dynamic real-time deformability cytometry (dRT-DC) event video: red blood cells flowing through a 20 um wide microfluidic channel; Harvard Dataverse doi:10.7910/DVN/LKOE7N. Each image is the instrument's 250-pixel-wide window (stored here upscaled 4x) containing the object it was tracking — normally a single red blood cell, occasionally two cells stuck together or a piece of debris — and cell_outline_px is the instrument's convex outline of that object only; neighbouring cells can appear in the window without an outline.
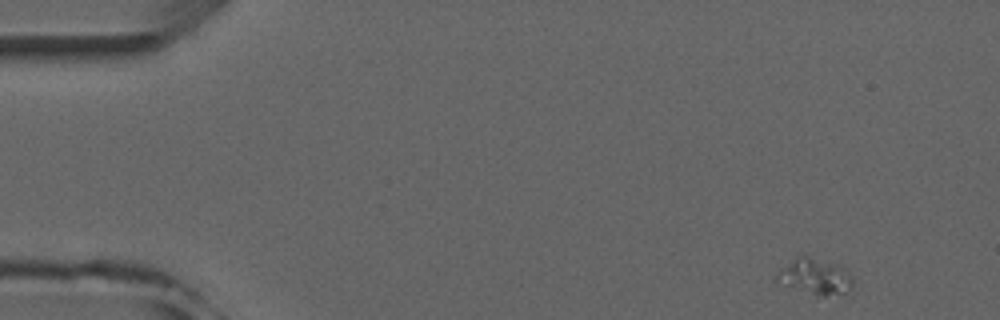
{"species": "common noctule bat (a hibernating species)", "species_latin": "Nyctalus noctula", "temperature_condition": "room temperature", "stored_images_in_passage": 4, "camera_frame_rate_fps": 3000, "um_per_image_px": 0.085, "animal": {"sex": "male", "forearm_length_mm": 52.5}, "frame": {"image": 1, "passage_image": 1, "time_ms": 0.0, "image_size_px": [1000, 320], "cell_outline_px": [[852, 288], [844, 292], [816, 300], [776, 280], [776, 272], [780, 268], [800, 252], [840, 264], [852, 276]], "centroid_in_image_um": [69.25, 23.5], "position_along_channel_um": 15.7, "area_um2": 17.11}}
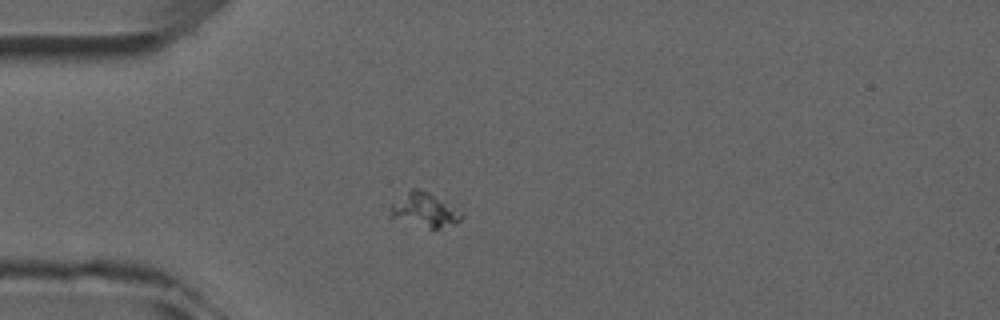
{"frame": {"image": 2, "passage_image": 4, "time_ms": 3.333, "image_size_px": [1000, 320], "cell_outline_px": [[460, 220], [452, 224], [440, 228], [432, 228], [388, 216], [392, 204], [412, 188], [420, 188], [428, 192], [460, 212]], "centroid_in_image_um": [36.03, 17.83], "position_along_channel_um": 49.0, "area_um2": 13.24}}